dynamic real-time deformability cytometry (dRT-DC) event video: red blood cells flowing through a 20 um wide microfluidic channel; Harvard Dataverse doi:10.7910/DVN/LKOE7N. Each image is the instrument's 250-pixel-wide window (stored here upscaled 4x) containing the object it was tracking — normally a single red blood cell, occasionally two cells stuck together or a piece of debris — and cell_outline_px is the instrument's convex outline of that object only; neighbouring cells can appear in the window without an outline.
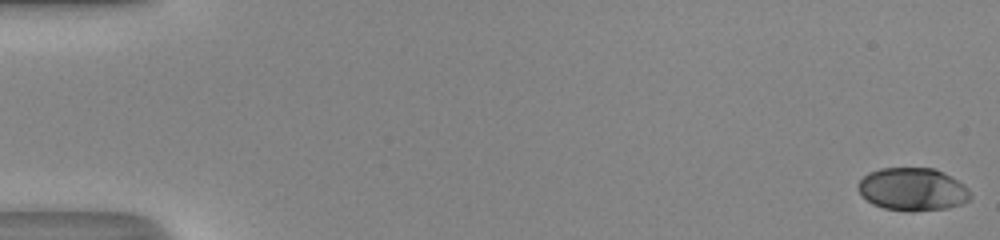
{"species": "human", "species_latin": "Homo sapiens", "temperature_condition": "room temperature", "stored_images_in_passage": 51, "camera_frame_rate_fps": 3000, "um_per_image_px": 0.085, "donor": {"sex": "male"}, "frame": {"image": 1, "passage_image": 1, "time_ms": 0.0, "image_size_px": [1000, 240], "cell_outline_px": [[972, 196], [968, 200], [960, 204], [948, 208], [912, 212], [884, 208], [872, 204], [860, 192], [860, 180], [868, 172], [880, 168], [936, 168], [944, 172], [964, 184], [968, 188]], "centroid_in_image_um": [77.61, 16.09], "position_along_channel_um": 7.4, "area_um2": 28.03}}
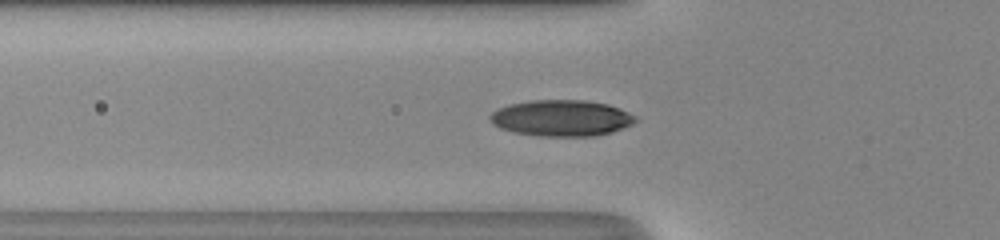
{"frame": {"image": 2, "passage_image": 19, "time_ms": 6.0, "image_size_px": [1000, 240], "cell_outline_px": [[640, 120], [632, 124], [612, 132], [596, 136], [540, 136], [512, 132], [500, 128], [492, 124], [488, 116], [496, 108], [508, 104], [532, 100], [584, 100], [608, 104], [620, 108], [636, 116]], "centroid_in_image_um": [47.71, 10.03], "position_along_channel_um": 78.1, "area_um2": 31.04}}
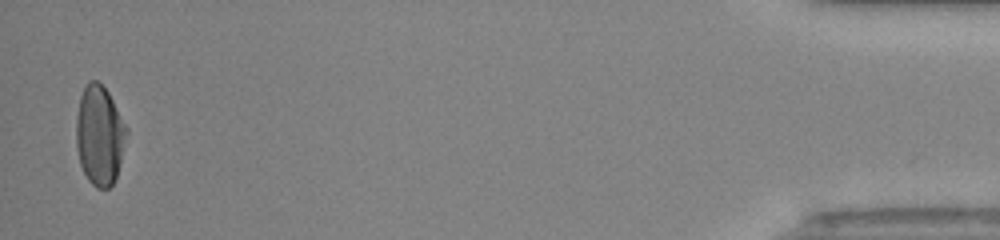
{"frame": {"image": 3, "passage_image": 50, "time_ms": 16.333, "image_size_px": [1000, 240], "cell_outline_px": [[128, 132], [116, 180], [108, 188], [96, 188], [88, 180], [80, 164], [76, 148], [76, 116], [80, 96], [84, 84], [88, 80], [96, 80], [108, 92], [128, 128]], "centroid_in_image_um": [8.46, 11.5], "position_along_channel_um": 426.7, "area_um2": 29.54}, "authors_computed_cell_mechanics": {"area_um2": 28.7266, "velocity_mm_per_s": 4.2346, "shape_relaxation_time_tau1_ms": 4.2171, "shape_relaxation_time_tau2_ms": 0.9476, "deformation_change_tau1": 0.1897, "deformation_change_tau2": 0.0396}}